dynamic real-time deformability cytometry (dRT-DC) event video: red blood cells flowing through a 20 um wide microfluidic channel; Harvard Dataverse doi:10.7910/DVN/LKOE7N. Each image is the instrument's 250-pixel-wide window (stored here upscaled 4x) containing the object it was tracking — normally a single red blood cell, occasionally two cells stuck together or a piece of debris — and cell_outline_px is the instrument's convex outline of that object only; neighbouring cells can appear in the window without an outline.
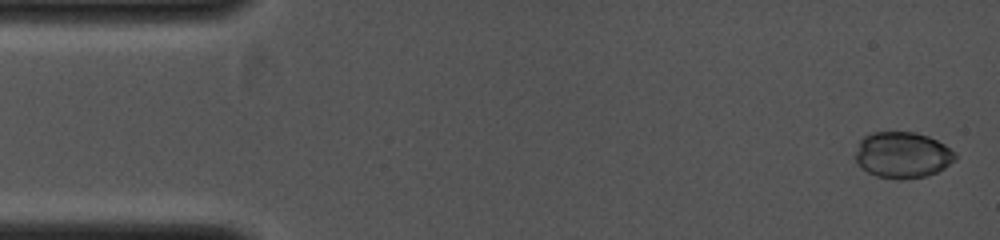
{"species": "common noctule bat (a hibernating species)", "species_latin": "Nyctalus noctula", "temperature_condition": "cold", "stored_images_in_passage": 36, "camera_frame_rate_fps": 4000, "um_per_image_px": 0.085, "animal": {"sex": "female", "body_mass_g": 19.0, "forearm_length_mm": 53.3}, "frame": {"image": 1, "passage_image": 1, "time_ms": 0.0, "image_size_px": [1000, 240], "cell_outline_px": [[956, 160], [944, 168], [936, 172], [924, 176], [900, 180], [896, 180], [876, 176], [868, 172], [856, 160], [856, 152], [860, 140], [864, 136], [872, 132], [916, 132], [928, 136], [944, 144], [956, 152]], "centroid_in_image_um": [76.73, 13.17], "position_along_channel_um": 8.3, "area_um2": 26.82}}
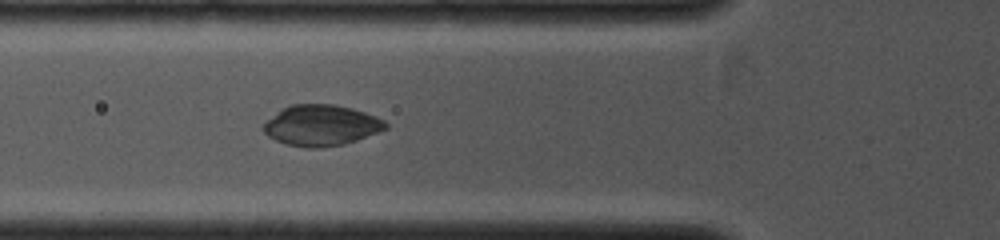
{"frame": {"image": 2, "passage_image": 15, "time_ms": 3.5, "image_size_px": [1000, 240], "cell_outline_px": [[388, 128], [356, 140], [344, 144], [316, 148], [308, 148], [288, 144], [276, 140], [268, 136], [260, 128], [268, 120], [284, 108], [292, 104], [332, 104], [352, 108], [376, 116], [384, 120], [388, 124]], "centroid_in_image_um": [27.32, 10.65], "position_along_channel_um": 98.5, "area_um2": 28.78}}
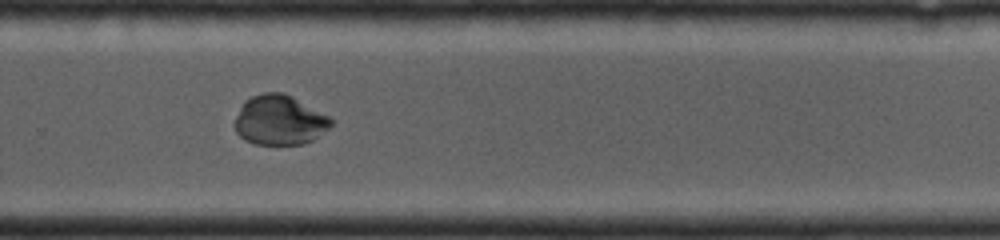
{"frame": {"image": 3, "passage_image": 29, "time_ms": 7.0, "image_size_px": [1000, 240], "cell_outline_px": [[332, 124], [328, 128], [312, 140], [304, 144], [256, 144], [244, 140], [236, 132], [232, 124], [244, 100], [252, 96], [264, 92], [284, 92], [292, 96], [328, 116], [332, 120]], "centroid_in_image_um": [23.71, 10.21], "position_along_channel_um": 306.1, "area_um2": 27.92}}